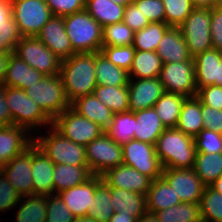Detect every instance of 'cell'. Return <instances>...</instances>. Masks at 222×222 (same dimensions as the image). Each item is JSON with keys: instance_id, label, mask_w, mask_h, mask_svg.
I'll return each mask as SVG.
<instances>
[{"instance_id": "obj_59", "label": "cell", "mask_w": 222, "mask_h": 222, "mask_svg": "<svg viewBox=\"0 0 222 222\" xmlns=\"http://www.w3.org/2000/svg\"><path fill=\"white\" fill-rule=\"evenodd\" d=\"M137 219L131 214H122L115 212L108 222H136Z\"/></svg>"}, {"instance_id": "obj_21", "label": "cell", "mask_w": 222, "mask_h": 222, "mask_svg": "<svg viewBox=\"0 0 222 222\" xmlns=\"http://www.w3.org/2000/svg\"><path fill=\"white\" fill-rule=\"evenodd\" d=\"M55 164L32 143V180L33 194L54 195L53 172Z\"/></svg>"}, {"instance_id": "obj_57", "label": "cell", "mask_w": 222, "mask_h": 222, "mask_svg": "<svg viewBox=\"0 0 222 222\" xmlns=\"http://www.w3.org/2000/svg\"><path fill=\"white\" fill-rule=\"evenodd\" d=\"M18 26L12 17L11 0H0V27Z\"/></svg>"}, {"instance_id": "obj_48", "label": "cell", "mask_w": 222, "mask_h": 222, "mask_svg": "<svg viewBox=\"0 0 222 222\" xmlns=\"http://www.w3.org/2000/svg\"><path fill=\"white\" fill-rule=\"evenodd\" d=\"M141 13L151 22H165V10L162 0H133Z\"/></svg>"}, {"instance_id": "obj_33", "label": "cell", "mask_w": 222, "mask_h": 222, "mask_svg": "<svg viewBox=\"0 0 222 222\" xmlns=\"http://www.w3.org/2000/svg\"><path fill=\"white\" fill-rule=\"evenodd\" d=\"M24 199V200H23ZM18 203L15 222H45L47 217V195L22 196Z\"/></svg>"}, {"instance_id": "obj_43", "label": "cell", "mask_w": 222, "mask_h": 222, "mask_svg": "<svg viewBox=\"0 0 222 222\" xmlns=\"http://www.w3.org/2000/svg\"><path fill=\"white\" fill-rule=\"evenodd\" d=\"M103 46H127L133 44L134 31L123 21L103 27Z\"/></svg>"}, {"instance_id": "obj_47", "label": "cell", "mask_w": 222, "mask_h": 222, "mask_svg": "<svg viewBox=\"0 0 222 222\" xmlns=\"http://www.w3.org/2000/svg\"><path fill=\"white\" fill-rule=\"evenodd\" d=\"M75 218L58 195L47 196V222H74Z\"/></svg>"}, {"instance_id": "obj_36", "label": "cell", "mask_w": 222, "mask_h": 222, "mask_svg": "<svg viewBox=\"0 0 222 222\" xmlns=\"http://www.w3.org/2000/svg\"><path fill=\"white\" fill-rule=\"evenodd\" d=\"M93 94L114 113L129 110L128 86L97 85Z\"/></svg>"}, {"instance_id": "obj_16", "label": "cell", "mask_w": 222, "mask_h": 222, "mask_svg": "<svg viewBox=\"0 0 222 222\" xmlns=\"http://www.w3.org/2000/svg\"><path fill=\"white\" fill-rule=\"evenodd\" d=\"M102 176L93 175L83 184L64 190L57 195L75 217H85L92 211V203Z\"/></svg>"}, {"instance_id": "obj_22", "label": "cell", "mask_w": 222, "mask_h": 222, "mask_svg": "<svg viewBox=\"0 0 222 222\" xmlns=\"http://www.w3.org/2000/svg\"><path fill=\"white\" fill-rule=\"evenodd\" d=\"M156 53L163 64L193 61L179 27H170L160 40Z\"/></svg>"}, {"instance_id": "obj_8", "label": "cell", "mask_w": 222, "mask_h": 222, "mask_svg": "<svg viewBox=\"0 0 222 222\" xmlns=\"http://www.w3.org/2000/svg\"><path fill=\"white\" fill-rule=\"evenodd\" d=\"M13 53L45 76L60 74L62 60L37 37H22Z\"/></svg>"}, {"instance_id": "obj_18", "label": "cell", "mask_w": 222, "mask_h": 222, "mask_svg": "<svg viewBox=\"0 0 222 222\" xmlns=\"http://www.w3.org/2000/svg\"><path fill=\"white\" fill-rule=\"evenodd\" d=\"M36 37L62 61L76 54L66 33L63 16L53 15Z\"/></svg>"}, {"instance_id": "obj_34", "label": "cell", "mask_w": 222, "mask_h": 222, "mask_svg": "<svg viewBox=\"0 0 222 222\" xmlns=\"http://www.w3.org/2000/svg\"><path fill=\"white\" fill-rule=\"evenodd\" d=\"M162 61L156 51L135 52L130 68L129 78L144 79L159 77L162 69Z\"/></svg>"}, {"instance_id": "obj_3", "label": "cell", "mask_w": 222, "mask_h": 222, "mask_svg": "<svg viewBox=\"0 0 222 222\" xmlns=\"http://www.w3.org/2000/svg\"><path fill=\"white\" fill-rule=\"evenodd\" d=\"M64 24L75 53L101 51L103 27L86 10L64 16Z\"/></svg>"}, {"instance_id": "obj_64", "label": "cell", "mask_w": 222, "mask_h": 222, "mask_svg": "<svg viewBox=\"0 0 222 222\" xmlns=\"http://www.w3.org/2000/svg\"><path fill=\"white\" fill-rule=\"evenodd\" d=\"M111 1L123 6H127L128 4L133 2V0H111Z\"/></svg>"}, {"instance_id": "obj_62", "label": "cell", "mask_w": 222, "mask_h": 222, "mask_svg": "<svg viewBox=\"0 0 222 222\" xmlns=\"http://www.w3.org/2000/svg\"><path fill=\"white\" fill-rule=\"evenodd\" d=\"M210 187L222 195V175L217 178Z\"/></svg>"}, {"instance_id": "obj_32", "label": "cell", "mask_w": 222, "mask_h": 222, "mask_svg": "<svg viewBox=\"0 0 222 222\" xmlns=\"http://www.w3.org/2000/svg\"><path fill=\"white\" fill-rule=\"evenodd\" d=\"M85 10L102 27L124 20L125 6L111 0H86Z\"/></svg>"}, {"instance_id": "obj_55", "label": "cell", "mask_w": 222, "mask_h": 222, "mask_svg": "<svg viewBox=\"0 0 222 222\" xmlns=\"http://www.w3.org/2000/svg\"><path fill=\"white\" fill-rule=\"evenodd\" d=\"M210 32L213 49L222 52V12L217 8L211 9Z\"/></svg>"}, {"instance_id": "obj_9", "label": "cell", "mask_w": 222, "mask_h": 222, "mask_svg": "<svg viewBox=\"0 0 222 222\" xmlns=\"http://www.w3.org/2000/svg\"><path fill=\"white\" fill-rule=\"evenodd\" d=\"M210 22L211 9L194 8L186 20L179 26L189 53L193 58L213 48Z\"/></svg>"}, {"instance_id": "obj_51", "label": "cell", "mask_w": 222, "mask_h": 222, "mask_svg": "<svg viewBox=\"0 0 222 222\" xmlns=\"http://www.w3.org/2000/svg\"><path fill=\"white\" fill-rule=\"evenodd\" d=\"M196 97L203 105L222 110V86L210 85L200 88Z\"/></svg>"}, {"instance_id": "obj_2", "label": "cell", "mask_w": 222, "mask_h": 222, "mask_svg": "<svg viewBox=\"0 0 222 222\" xmlns=\"http://www.w3.org/2000/svg\"><path fill=\"white\" fill-rule=\"evenodd\" d=\"M155 151L163 168H193L196 148L194 138L176 128L165 129L158 137Z\"/></svg>"}, {"instance_id": "obj_13", "label": "cell", "mask_w": 222, "mask_h": 222, "mask_svg": "<svg viewBox=\"0 0 222 222\" xmlns=\"http://www.w3.org/2000/svg\"><path fill=\"white\" fill-rule=\"evenodd\" d=\"M158 78L165 92L177 93L185 97H194L197 94L194 61L165 63Z\"/></svg>"}, {"instance_id": "obj_53", "label": "cell", "mask_w": 222, "mask_h": 222, "mask_svg": "<svg viewBox=\"0 0 222 222\" xmlns=\"http://www.w3.org/2000/svg\"><path fill=\"white\" fill-rule=\"evenodd\" d=\"M22 38L18 26H1L0 43L1 52L12 53L16 44Z\"/></svg>"}, {"instance_id": "obj_15", "label": "cell", "mask_w": 222, "mask_h": 222, "mask_svg": "<svg viewBox=\"0 0 222 222\" xmlns=\"http://www.w3.org/2000/svg\"><path fill=\"white\" fill-rule=\"evenodd\" d=\"M0 171L21 197L32 195V144L20 155L15 156L11 161L1 166Z\"/></svg>"}, {"instance_id": "obj_58", "label": "cell", "mask_w": 222, "mask_h": 222, "mask_svg": "<svg viewBox=\"0 0 222 222\" xmlns=\"http://www.w3.org/2000/svg\"><path fill=\"white\" fill-rule=\"evenodd\" d=\"M9 54L10 53L0 52V84L3 83L6 75V70L9 62Z\"/></svg>"}, {"instance_id": "obj_12", "label": "cell", "mask_w": 222, "mask_h": 222, "mask_svg": "<svg viewBox=\"0 0 222 222\" xmlns=\"http://www.w3.org/2000/svg\"><path fill=\"white\" fill-rule=\"evenodd\" d=\"M122 147L123 164L135 168L152 181L162 176L164 168L156 154L155 145L131 139Z\"/></svg>"}, {"instance_id": "obj_50", "label": "cell", "mask_w": 222, "mask_h": 222, "mask_svg": "<svg viewBox=\"0 0 222 222\" xmlns=\"http://www.w3.org/2000/svg\"><path fill=\"white\" fill-rule=\"evenodd\" d=\"M52 15L66 16L85 10L86 0H45Z\"/></svg>"}, {"instance_id": "obj_28", "label": "cell", "mask_w": 222, "mask_h": 222, "mask_svg": "<svg viewBox=\"0 0 222 222\" xmlns=\"http://www.w3.org/2000/svg\"><path fill=\"white\" fill-rule=\"evenodd\" d=\"M177 130L193 138L197 137L203 127L202 103L196 97H187L179 114Z\"/></svg>"}, {"instance_id": "obj_42", "label": "cell", "mask_w": 222, "mask_h": 222, "mask_svg": "<svg viewBox=\"0 0 222 222\" xmlns=\"http://www.w3.org/2000/svg\"><path fill=\"white\" fill-rule=\"evenodd\" d=\"M202 222H222V195L205 186L199 203Z\"/></svg>"}, {"instance_id": "obj_40", "label": "cell", "mask_w": 222, "mask_h": 222, "mask_svg": "<svg viewBox=\"0 0 222 222\" xmlns=\"http://www.w3.org/2000/svg\"><path fill=\"white\" fill-rule=\"evenodd\" d=\"M159 222H202L199 203H180L154 213Z\"/></svg>"}, {"instance_id": "obj_65", "label": "cell", "mask_w": 222, "mask_h": 222, "mask_svg": "<svg viewBox=\"0 0 222 222\" xmlns=\"http://www.w3.org/2000/svg\"><path fill=\"white\" fill-rule=\"evenodd\" d=\"M218 85L222 86V59H221V62H220V72H219Z\"/></svg>"}, {"instance_id": "obj_66", "label": "cell", "mask_w": 222, "mask_h": 222, "mask_svg": "<svg viewBox=\"0 0 222 222\" xmlns=\"http://www.w3.org/2000/svg\"><path fill=\"white\" fill-rule=\"evenodd\" d=\"M220 12H222V0L218 1L217 7H216Z\"/></svg>"}, {"instance_id": "obj_38", "label": "cell", "mask_w": 222, "mask_h": 222, "mask_svg": "<svg viewBox=\"0 0 222 222\" xmlns=\"http://www.w3.org/2000/svg\"><path fill=\"white\" fill-rule=\"evenodd\" d=\"M194 171L205 186H210L222 175L221 153H196Z\"/></svg>"}, {"instance_id": "obj_14", "label": "cell", "mask_w": 222, "mask_h": 222, "mask_svg": "<svg viewBox=\"0 0 222 222\" xmlns=\"http://www.w3.org/2000/svg\"><path fill=\"white\" fill-rule=\"evenodd\" d=\"M162 176L173 187L181 202L200 203L205 185L194 168H164Z\"/></svg>"}, {"instance_id": "obj_30", "label": "cell", "mask_w": 222, "mask_h": 222, "mask_svg": "<svg viewBox=\"0 0 222 222\" xmlns=\"http://www.w3.org/2000/svg\"><path fill=\"white\" fill-rule=\"evenodd\" d=\"M111 204L115 212L131 214L136 219L147 212L146 195L125 189L111 188Z\"/></svg>"}, {"instance_id": "obj_63", "label": "cell", "mask_w": 222, "mask_h": 222, "mask_svg": "<svg viewBox=\"0 0 222 222\" xmlns=\"http://www.w3.org/2000/svg\"><path fill=\"white\" fill-rule=\"evenodd\" d=\"M74 222H95L92 218L85 216V217H76Z\"/></svg>"}, {"instance_id": "obj_31", "label": "cell", "mask_w": 222, "mask_h": 222, "mask_svg": "<svg viewBox=\"0 0 222 222\" xmlns=\"http://www.w3.org/2000/svg\"><path fill=\"white\" fill-rule=\"evenodd\" d=\"M96 84L105 86H128L129 73L108 60L101 52L95 53Z\"/></svg>"}, {"instance_id": "obj_26", "label": "cell", "mask_w": 222, "mask_h": 222, "mask_svg": "<svg viewBox=\"0 0 222 222\" xmlns=\"http://www.w3.org/2000/svg\"><path fill=\"white\" fill-rule=\"evenodd\" d=\"M180 203L179 196L163 176L151 182L146 194L147 212L154 214Z\"/></svg>"}, {"instance_id": "obj_56", "label": "cell", "mask_w": 222, "mask_h": 222, "mask_svg": "<svg viewBox=\"0 0 222 222\" xmlns=\"http://www.w3.org/2000/svg\"><path fill=\"white\" fill-rule=\"evenodd\" d=\"M12 117L5 99V86L0 84V126H11Z\"/></svg>"}, {"instance_id": "obj_6", "label": "cell", "mask_w": 222, "mask_h": 222, "mask_svg": "<svg viewBox=\"0 0 222 222\" xmlns=\"http://www.w3.org/2000/svg\"><path fill=\"white\" fill-rule=\"evenodd\" d=\"M25 92L52 121L70 107L59 74L44 76Z\"/></svg>"}, {"instance_id": "obj_61", "label": "cell", "mask_w": 222, "mask_h": 222, "mask_svg": "<svg viewBox=\"0 0 222 222\" xmlns=\"http://www.w3.org/2000/svg\"><path fill=\"white\" fill-rule=\"evenodd\" d=\"M136 222H159L154 214L146 212L140 216Z\"/></svg>"}, {"instance_id": "obj_7", "label": "cell", "mask_w": 222, "mask_h": 222, "mask_svg": "<svg viewBox=\"0 0 222 222\" xmlns=\"http://www.w3.org/2000/svg\"><path fill=\"white\" fill-rule=\"evenodd\" d=\"M11 12L22 37H36L53 16L45 0H11Z\"/></svg>"}, {"instance_id": "obj_49", "label": "cell", "mask_w": 222, "mask_h": 222, "mask_svg": "<svg viewBox=\"0 0 222 222\" xmlns=\"http://www.w3.org/2000/svg\"><path fill=\"white\" fill-rule=\"evenodd\" d=\"M21 199L20 194L8 182L0 171V212H5L17 206Z\"/></svg>"}, {"instance_id": "obj_20", "label": "cell", "mask_w": 222, "mask_h": 222, "mask_svg": "<svg viewBox=\"0 0 222 222\" xmlns=\"http://www.w3.org/2000/svg\"><path fill=\"white\" fill-rule=\"evenodd\" d=\"M33 138L23 127L0 126V167L27 149L33 143Z\"/></svg>"}, {"instance_id": "obj_25", "label": "cell", "mask_w": 222, "mask_h": 222, "mask_svg": "<svg viewBox=\"0 0 222 222\" xmlns=\"http://www.w3.org/2000/svg\"><path fill=\"white\" fill-rule=\"evenodd\" d=\"M70 107L103 130H106L113 120L114 112L102 104L94 94L79 97L70 104Z\"/></svg>"}, {"instance_id": "obj_23", "label": "cell", "mask_w": 222, "mask_h": 222, "mask_svg": "<svg viewBox=\"0 0 222 222\" xmlns=\"http://www.w3.org/2000/svg\"><path fill=\"white\" fill-rule=\"evenodd\" d=\"M221 59L222 52L213 48L193 58L197 91L206 86L218 85Z\"/></svg>"}, {"instance_id": "obj_44", "label": "cell", "mask_w": 222, "mask_h": 222, "mask_svg": "<svg viewBox=\"0 0 222 222\" xmlns=\"http://www.w3.org/2000/svg\"><path fill=\"white\" fill-rule=\"evenodd\" d=\"M165 10V23L179 27L194 10L191 0H162Z\"/></svg>"}, {"instance_id": "obj_35", "label": "cell", "mask_w": 222, "mask_h": 222, "mask_svg": "<svg viewBox=\"0 0 222 222\" xmlns=\"http://www.w3.org/2000/svg\"><path fill=\"white\" fill-rule=\"evenodd\" d=\"M186 98L181 94L165 92L153 106L166 129L177 126L179 114Z\"/></svg>"}, {"instance_id": "obj_10", "label": "cell", "mask_w": 222, "mask_h": 222, "mask_svg": "<svg viewBox=\"0 0 222 222\" xmlns=\"http://www.w3.org/2000/svg\"><path fill=\"white\" fill-rule=\"evenodd\" d=\"M86 148L88 168L93 175L102 176L109 169L123 164V147L105 132L91 141Z\"/></svg>"}, {"instance_id": "obj_37", "label": "cell", "mask_w": 222, "mask_h": 222, "mask_svg": "<svg viewBox=\"0 0 222 222\" xmlns=\"http://www.w3.org/2000/svg\"><path fill=\"white\" fill-rule=\"evenodd\" d=\"M136 118L133 111L114 113L113 120L105 133L116 143L123 145L134 139Z\"/></svg>"}, {"instance_id": "obj_46", "label": "cell", "mask_w": 222, "mask_h": 222, "mask_svg": "<svg viewBox=\"0 0 222 222\" xmlns=\"http://www.w3.org/2000/svg\"><path fill=\"white\" fill-rule=\"evenodd\" d=\"M196 153L215 154L221 153L222 134L213 130L202 129L197 137L194 138Z\"/></svg>"}, {"instance_id": "obj_39", "label": "cell", "mask_w": 222, "mask_h": 222, "mask_svg": "<svg viewBox=\"0 0 222 222\" xmlns=\"http://www.w3.org/2000/svg\"><path fill=\"white\" fill-rule=\"evenodd\" d=\"M170 28L165 22H151L145 28L134 32L133 44L137 51H156L160 40Z\"/></svg>"}, {"instance_id": "obj_17", "label": "cell", "mask_w": 222, "mask_h": 222, "mask_svg": "<svg viewBox=\"0 0 222 222\" xmlns=\"http://www.w3.org/2000/svg\"><path fill=\"white\" fill-rule=\"evenodd\" d=\"M128 92L129 110L135 112L153 107L165 93V89L158 77L129 78Z\"/></svg>"}, {"instance_id": "obj_11", "label": "cell", "mask_w": 222, "mask_h": 222, "mask_svg": "<svg viewBox=\"0 0 222 222\" xmlns=\"http://www.w3.org/2000/svg\"><path fill=\"white\" fill-rule=\"evenodd\" d=\"M52 126L70 141L83 146H87L105 132L96 123L79 115L71 107L57 116L52 121Z\"/></svg>"}, {"instance_id": "obj_27", "label": "cell", "mask_w": 222, "mask_h": 222, "mask_svg": "<svg viewBox=\"0 0 222 222\" xmlns=\"http://www.w3.org/2000/svg\"><path fill=\"white\" fill-rule=\"evenodd\" d=\"M134 139L152 145L166 129L153 107L135 111Z\"/></svg>"}, {"instance_id": "obj_1", "label": "cell", "mask_w": 222, "mask_h": 222, "mask_svg": "<svg viewBox=\"0 0 222 222\" xmlns=\"http://www.w3.org/2000/svg\"><path fill=\"white\" fill-rule=\"evenodd\" d=\"M59 75L70 104L79 97L93 94L97 86L95 53H76L63 60Z\"/></svg>"}, {"instance_id": "obj_19", "label": "cell", "mask_w": 222, "mask_h": 222, "mask_svg": "<svg viewBox=\"0 0 222 222\" xmlns=\"http://www.w3.org/2000/svg\"><path fill=\"white\" fill-rule=\"evenodd\" d=\"M103 181L111 188L125 189L146 195L152 180L138 170L125 164L109 169L102 175Z\"/></svg>"}, {"instance_id": "obj_4", "label": "cell", "mask_w": 222, "mask_h": 222, "mask_svg": "<svg viewBox=\"0 0 222 222\" xmlns=\"http://www.w3.org/2000/svg\"><path fill=\"white\" fill-rule=\"evenodd\" d=\"M5 99L12 117V125L23 127L30 134L31 132L34 134L39 126H52V120L26 94L25 90L5 86Z\"/></svg>"}, {"instance_id": "obj_24", "label": "cell", "mask_w": 222, "mask_h": 222, "mask_svg": "<svg viewBox=\"0 0 222 222\" xmlns=\"http://www.w3.org/2000/svg\"><path fill=\"white\" fill-rule=\"evenodd\" d=\"M44 76L12 52L9 54L8 67L2 84L7 87L25 90L39 82Z\"/></svg>"}, {"instance_id": "obj_5", "label": "cell", "mask_w": 222, "mask_h": 222, "mask_svg": "<svg viewBox=\"0 0 222 222\" xmlns=\"http://www.w3.org/2000/svg\"><path fill=\"white\" fill-rule=\"evenodd\" d=\"M45 135L33 138V143L41 149L54 164L88 166L86 148L70 141L50 126Z\"/></svg>"}, {"instance_id": "obj_60", "label": "cell", "mask_w": 222, "mask_h": 222, "mask_svg": "<svg viewBox=\"0 0 222 222\" xmlns=\"http://www.w3.org/2000/svg\"><path fill=\"white\" fill-rule=\"evenodd\" d=\"M194 8H209L217 7L219 0H191Z\"/></svg>"}, {"instance_id": "obj_54", "label": "cell", "mask_w": 222, "mask_h": 222, "mask_svg": "<svg viewBox=\"0 0 222 222\" xmlns=\"http://www.w3.org/2000/svg\"><path fill=\"white\" fill-rule=\"evenodd\" d=\"M202 118L204 129L222 134V110L202 104Z\"/></svg>"}, {"instance_id": "obj_29", "label": "cell", "mask_w": 222, "mask_h": 222, "mask_svg": "<svg viewBox=\"0 0 222 222\" xmlns=\"http://www.w3.org/2000/svg\"><path fill=\"white\" fill-rule=\"evenodd\" d=\"M93 176L88 166L55 164L53 172L54 195L83 184Z\"/></svg>"}, {"instance_id": "obj_41", "label": "cell", "mask_w": 222, "mask_h": 222, "mask_svg": "<svg viewBox=\"0 0 222 222\" xmlns=\"http://www.w3.org/2000/svg\"><path fill=\"white\" fill-rule=\"evenodd\" d=\"M115 210L111 204V187L102 181L96 188L92 211L87 215L95 222H108Z\"/></svg>"}, {"instance_id": "obj_45", "label": "cell", "mask_w": 222, "mask_h": 222, "mask_svg": "<svg viewBox=\"0 0 222 222\" xmlns=\"http://www.w3.org/2000/svg\"><path fill=\"white\" fill-rule=\"evenodd\" d=\"M114 65L125 69L127 72L133 63L136 50L132 45L127 46H102L100 51Z\"/></svg>"}, {"instance_id": "obj_52", "label": "cell", "mask_w": 222, "mask_h": 222, "mask_svg": "<svg viewBox=\"0 0 222 222\" xmlns=\"http://www.w3.org/2000/svg\"><path fill=\"white\" fill-rule=\"evenodd\" d=\"M123 22L134 32L145 28L150 23L133 2L125 6Z\"/></svg>"}]
</instances>
